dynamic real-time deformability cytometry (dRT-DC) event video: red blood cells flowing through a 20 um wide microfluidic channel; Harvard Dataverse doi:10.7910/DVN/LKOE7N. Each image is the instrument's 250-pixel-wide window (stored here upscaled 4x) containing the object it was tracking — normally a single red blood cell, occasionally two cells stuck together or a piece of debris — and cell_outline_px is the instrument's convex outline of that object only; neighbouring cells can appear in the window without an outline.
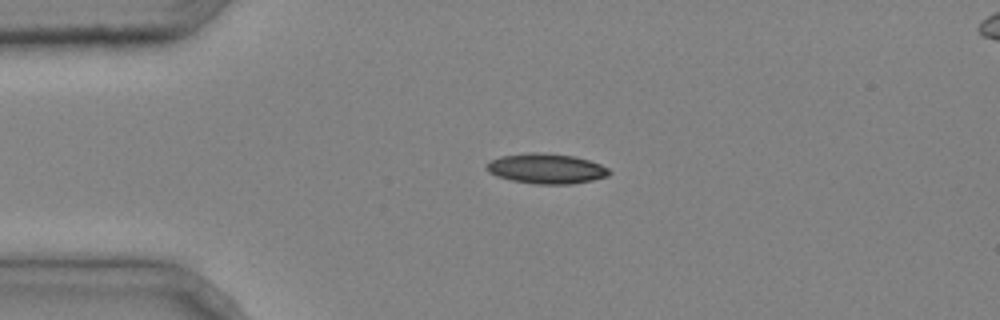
{"species": "common noctule bat (a hibernating species)", "species_latin": "Nyctalus noctula", "temperature_condition": "cold", "stored_images_in_passage": 2, "camera_frame_rate_fps": 3000, "um_per_image_px": 0.085, "animal": {"sex": "male", "body_mass_g": 20.4}, "frame": {"image": 1, "passage_image": 1, "time_ms": 0.0, "image_size_px": [1000, 320], "cell_outline_px": [[612, 172], [608, 176], [592, 180], [572, 184], [536, 184], [512, 180], [496, 176], [488, 172], [484, 168], [492, 160], [500, 156], [532, 152], [540, 152], [576, 156], [600, 164], [608, 168]], "centroid_in_image_um": [46.45, 14.33], "position_along_channel_um": 38.6, "area_um2": 21.56}}